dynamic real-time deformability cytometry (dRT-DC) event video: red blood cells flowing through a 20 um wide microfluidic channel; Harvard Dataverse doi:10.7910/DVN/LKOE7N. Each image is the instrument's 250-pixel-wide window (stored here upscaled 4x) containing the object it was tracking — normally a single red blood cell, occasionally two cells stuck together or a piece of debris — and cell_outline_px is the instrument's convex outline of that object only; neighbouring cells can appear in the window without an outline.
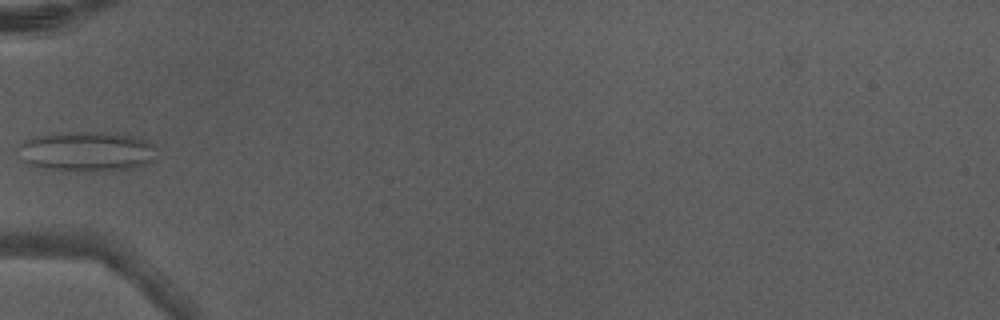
{"species": "Egyptian fruit bat (a non-hibernating species)", "species_latin": "Rousettus aegyptiacus", "temperature_condition": "warm", "stored_images_in_passage": 5, "camera_frame_rate_fps": 3000, "um_per_image_px": 0.085, "animal": {"sex": "male"}, "frame": {"image": 1, "passage_image": 5, "time_ms": 1.333, "image_size_px": [1000, 320], "cell_outline_px": [[156, 148], [148, 164], [144, 168], [92, 172], [64, 172], [36, 168], [20, 160], [12, 148], [24, 140], [32, 136], [64, 132], [92, 132], [132, 136], [148, 140]], "centroid_in_image_um": [7.23, 12.92], "position_along_channel_um": 77.8, "area_um2": 33.58}}